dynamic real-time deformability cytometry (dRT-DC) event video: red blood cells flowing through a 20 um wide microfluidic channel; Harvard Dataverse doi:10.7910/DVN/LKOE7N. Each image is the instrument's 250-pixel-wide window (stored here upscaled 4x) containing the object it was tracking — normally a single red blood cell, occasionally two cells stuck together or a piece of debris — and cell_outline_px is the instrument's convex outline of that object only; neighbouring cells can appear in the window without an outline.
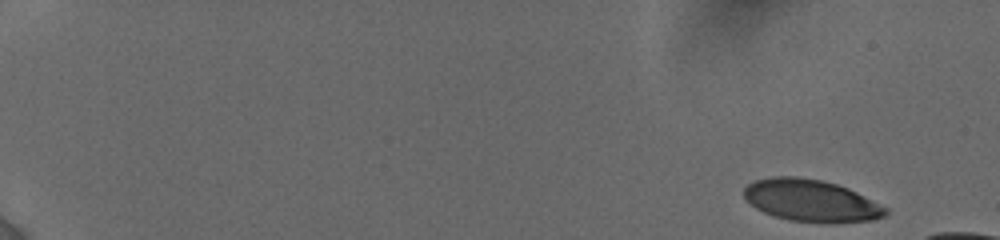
{"species": "human", "species_latin": "Homo sapiens", "temperature_condition": "cold", "stored_images_in_passage": 9, "camera_frame_rate_fps": 3000, "um_per_image_px": 0.085, "donor": {"sex": "female"}, "frame": {"image": 1, "passage_image": 1, "time_ms": 0.0, "image_size_px": [1000, 240], "cell_outline_px": [[888, 212], [884, 216], [872, 220], [788, 220], [764, 212], [756, 208], [744, 196], [744, 188], [748, 184], [756, 180], [772, 176], [796, 176], [824, 180], [848, 188], [888, 208]], "centroid_in_image_um": [68.9, 16.99], "position_along_channel_um": 16.1, "area_um2": 33.58}}